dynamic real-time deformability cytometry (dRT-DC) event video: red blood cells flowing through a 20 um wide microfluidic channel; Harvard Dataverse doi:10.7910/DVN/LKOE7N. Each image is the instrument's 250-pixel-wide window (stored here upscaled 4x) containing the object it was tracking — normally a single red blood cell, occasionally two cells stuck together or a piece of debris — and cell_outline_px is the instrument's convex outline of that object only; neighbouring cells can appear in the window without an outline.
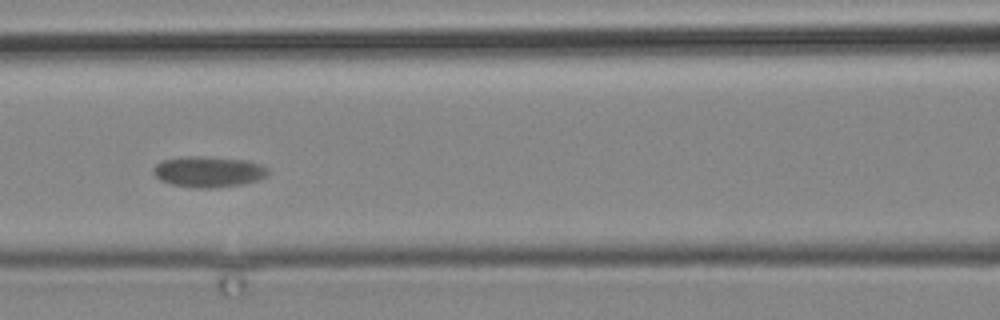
{"species": "common noctule bat (a hibernating species)", "species_latin": "Nyctalus noctula", "temperature_condition": "cold", "stored_images_in_passage": 4, "camera_frame_rate_fps": 3000, "um_per_image_px": 0.085, "animal": {"sex": "male", "body_mass_g": 19.2, "forearm_length_mm": 51.8}, "frame": {"image": 1, "passage_image": 3, "time_ms": 2.333, "image_size_px": [1000, 320], "cell_outline_px": [[268, 172], [264, 176], [256, 180], [244, 184], [216, 188], [196, 188], [172, 184], [160, 180], [152, 172], [152, 168], [156, 164], [164, 160], [188, 156], [200, 156], [248, 160], [260, 164], [268, 168]], "centroid_in_image_um": [17.71, 14.6], "position_along_channel_um": 148.9, "area_um2": 20.58}}
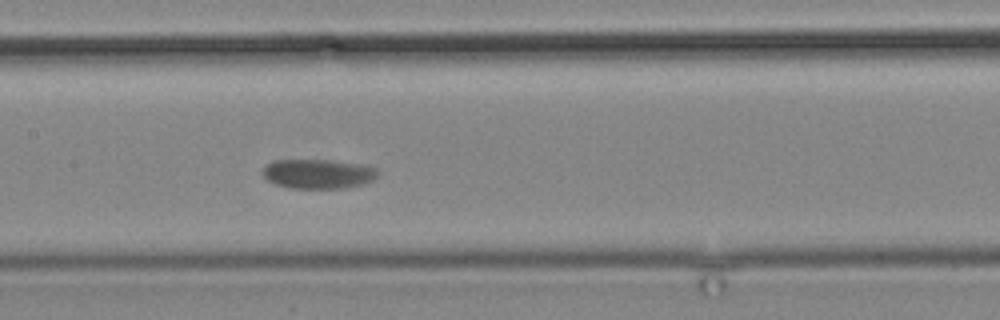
{"frame": {"image": 2, "passage_image": 4, "time_ms": 3.333, "image_size_px": [1000, 320], "cell_outline_px": [[380, 172], [372, 180], [364, 184], [344, 188], [288, 188], [276, 184], [268, 180], [260, 172], [264, 164], [272, 160], [332, 160], [356, 164], [376, 168]], "centroid_in_image_um": [26.98, 14.77], "position_along_channel_um": 180.4, "area_um2": 19.88}}